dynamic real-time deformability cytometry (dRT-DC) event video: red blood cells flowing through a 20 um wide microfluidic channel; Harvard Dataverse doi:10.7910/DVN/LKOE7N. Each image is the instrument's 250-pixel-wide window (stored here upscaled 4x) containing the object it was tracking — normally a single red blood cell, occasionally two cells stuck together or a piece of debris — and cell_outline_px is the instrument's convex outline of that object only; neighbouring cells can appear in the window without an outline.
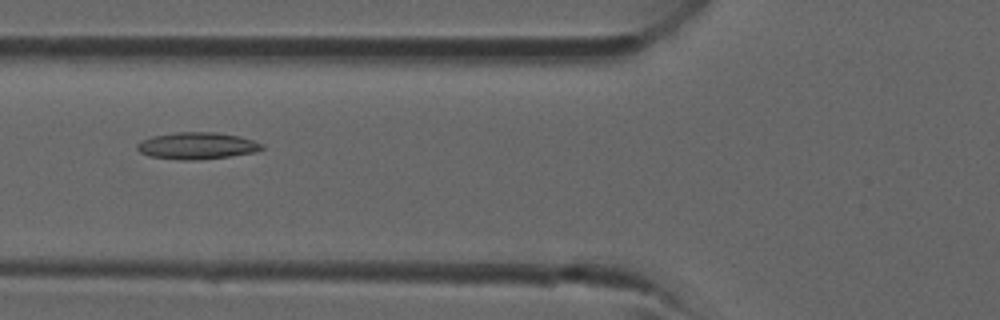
{"species": "common noctule bat (a hibernating species)", "species_latin": "Nyctalus noctula", "temperature_condition": "room temperature", "stored_images_in_passage": 38, "camera_frame_rate_fps": 3000, "um_per_image_px": 0.085, "animal": {"sex": "male", "forearm_length_mm": 52.5}, "frame": {"image": 1, "passage_image": 15, "time_ms": 4.667, "image_size_px": [1000, 320], "cell_outline_px": [[264, 148], [256, 152], [228, 156], [196, 160], [180, 160], [148, 156], [140, 152], [136, 148], [136, 144], [140, 140], [152, 136], [176, 132], [216, 132], [240, 136], [264, 144]], "centroid_in_image_um": [16.72, 12.38], "position_along_channel_um": 109.1, "area_um2": 19.65}}
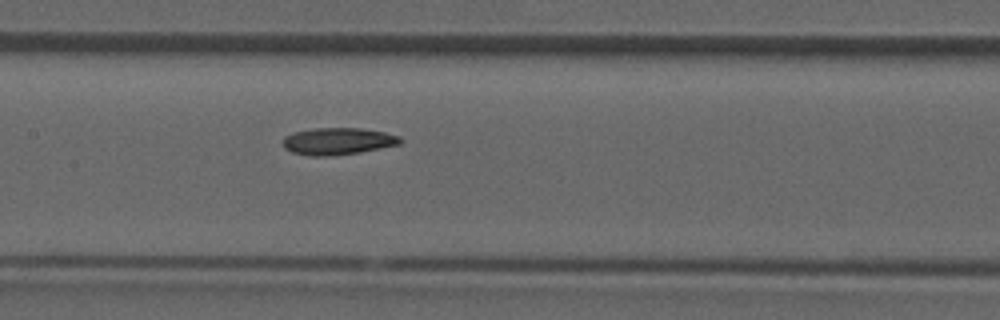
{"frame": {"image": 2, "passage_image": 19, "time_ms": 6.0, "image_size_px": [1000, 320], "cell_outline_px": [[404, 140], [400, 144], [360, 152], [328, 156], [308, 156], [292, 152], [284, 148], [284, 136], [296, 132], [316, 128], [360, 128], [384, 132], [400, 136]], "centroid_in_image_um": [28.74, 12.01], "position_along_channel_um": 178.7, "area_um2": 18.38}}
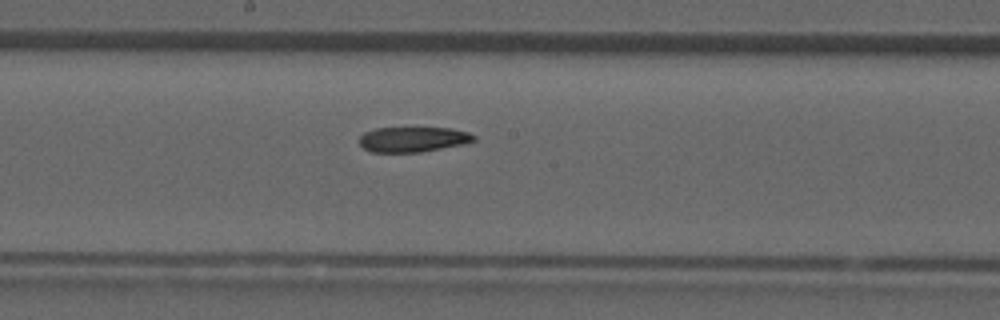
{"frame": {"image": 3, "passage_image": 21, "time_ms": 6.667, "image_size_px": [1000, 320], "cell_outline_px": [[476, 140], [464, 144], [420, 152], [372, 152], [364, 148], [360, 144], [360, 136], [364, 132], [376, 128], [452, 128], [468, 132], [476, 136]], "centroid_in_image_um": [35.12, 11.84], "position_along_channel_um": 213.1, "area_um2": 16.76}}